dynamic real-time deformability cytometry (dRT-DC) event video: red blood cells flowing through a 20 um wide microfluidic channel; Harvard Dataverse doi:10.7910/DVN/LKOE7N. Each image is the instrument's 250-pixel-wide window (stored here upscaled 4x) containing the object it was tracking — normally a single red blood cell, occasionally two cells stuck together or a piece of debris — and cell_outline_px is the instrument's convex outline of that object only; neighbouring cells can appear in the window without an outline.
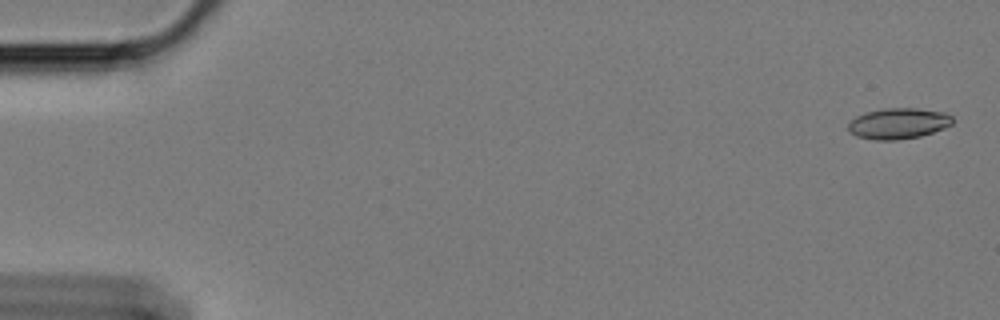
{"species": "Egyptian fruit bat (a non-hibernating species)", "species_latin": "Rousettus aegyptiacus", "temperature_condition": "cold", "stored_images_in_passage": 14, "camera_frame_rate_fps": 3000, "um_per_image_px": 0.085, "animal": {"sex": "female"}, "frame": {"image": 1, "passage_image": 2, "time_ms": 0.333, "image_size_px": [1000, 320], "cell_outline_px": [[952, 124], [944, 128], [920, 136], [896, 140], [876, 140], [856, 136], [848, 132], [848, 124], [856, 116], [864, 112], [884, 108], [916, 108], [944, 112], [952, 116]], "centroid_in_image_um": [76.33, 10.49], "position_along_channel_um": 8.7, "area_um2": 18.79}}